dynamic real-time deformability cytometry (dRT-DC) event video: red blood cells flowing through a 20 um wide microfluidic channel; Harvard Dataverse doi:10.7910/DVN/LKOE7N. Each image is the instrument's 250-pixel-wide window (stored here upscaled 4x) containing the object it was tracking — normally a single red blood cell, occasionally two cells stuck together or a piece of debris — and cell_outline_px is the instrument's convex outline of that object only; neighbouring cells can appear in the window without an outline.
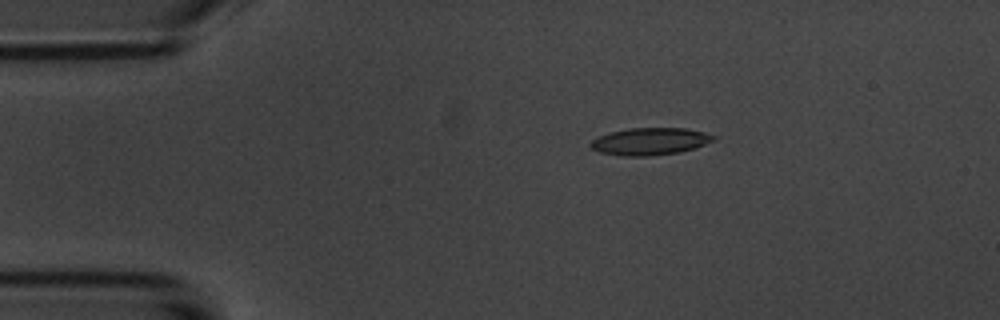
{"species": "common noctule bat (a hibernating species)", "species_latin": "Nyctalus noctula", "temperature_condition": "room temperature", "stored_images_in_passage": 6, "camera_frame_rate_fps": 3000, "um_per_image_px": 0.085, "animal": {"sex": "male", "body_mass_g": 20.1, "forearm_length_mm": 53.5}, "frame": {"image": 1, "passage_image": 3, "time_ms": 2.333, "image_size_px": [1000, 320], "cell_outline_px": [[716, 136], [712, 140], [704, 144], [680, 152], [648, 156], [620, 156], [600, 152], [592, 148], [588, 144], [596, 136], [608, 132], [628, 128], [684, 128], [704, 132]], "centroid_in_image_um": [55.17, 12.01], "position_along_channel_um": 29.8, "area_um2": 19.48}}
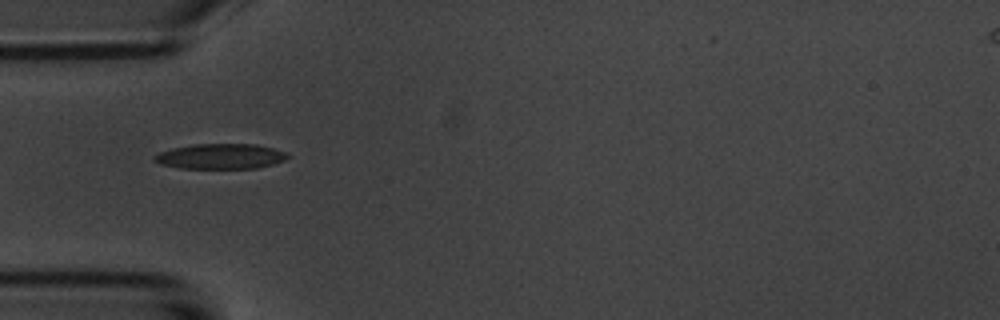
{"frame": {"image": 2, "passage_image": 5, "time_ms": 4.667, "image_size_px": [1000, 320], "cell_outline_px": [[288, 156], [284, 160], [272, 164], [256, 168], [180, 168], [160, 164], [152, 160], [152, 156], [160, 152], [172, 148], [192, 144], [256, 144], [272, 148], [284, 152]], "centroid_in_image_um": [18.68, 13.28], "position_along_channel_um": 66.3, "area_um2": 19.48}}